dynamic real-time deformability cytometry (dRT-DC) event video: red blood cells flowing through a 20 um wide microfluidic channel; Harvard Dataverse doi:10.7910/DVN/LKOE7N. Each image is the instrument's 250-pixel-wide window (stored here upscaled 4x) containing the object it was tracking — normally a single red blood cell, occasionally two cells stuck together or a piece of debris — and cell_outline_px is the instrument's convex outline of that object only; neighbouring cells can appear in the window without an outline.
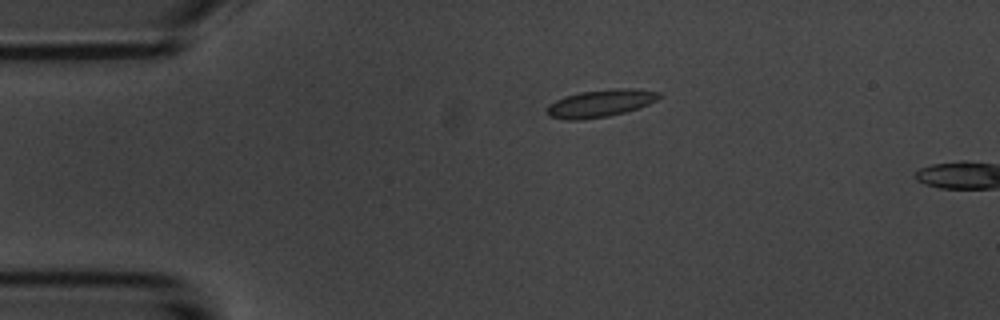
{"species": "common noctule bat (a hibernating species)", "species_latin": "Nyctalus noctula", "temperature_condition": "room temperature", "stored_images_in_passage": 4, "camera_frame_rate_fps": 3000, "um_per_image_px": 0.085, "animal": {"sex": "male", "body_mass_g": 20.1, "forearm_length_mm": 53.5}, "frame": {"image": 1, "passage_image": 3, "time_ms": 2.333, "image_size_px": [1000, 320], "cell_outline_px": [[664, 96], [640, 108], [608, 116], [580, 120], [568, 120], [548, 116], [548, 104], [564, 96], [580, 92], [616, 88], [632, 88], [660, 92]], "centroid_in_image_um": [51.07, 8.77], "position_along_channel_um": 33.9, "area_um2": 17.98}}